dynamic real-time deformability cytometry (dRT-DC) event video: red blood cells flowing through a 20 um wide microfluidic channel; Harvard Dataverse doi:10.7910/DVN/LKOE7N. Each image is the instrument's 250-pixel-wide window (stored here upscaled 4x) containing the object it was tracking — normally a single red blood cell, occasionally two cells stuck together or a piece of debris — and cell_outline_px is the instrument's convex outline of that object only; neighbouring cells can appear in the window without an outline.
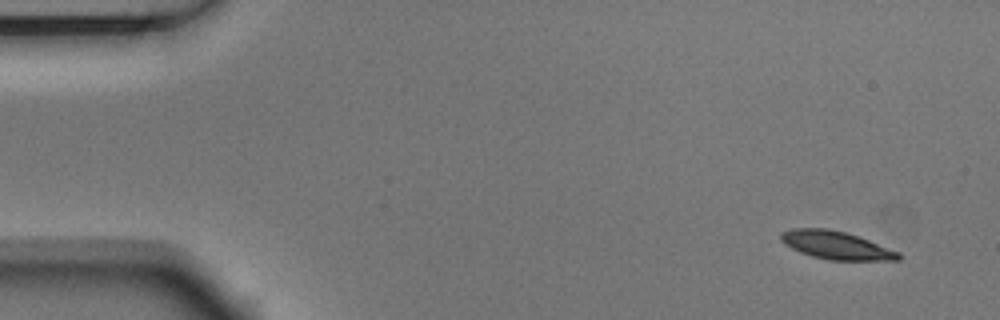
{"species": "Egyptian fruit bat (a non-hibernating species)", "species_latin": "Rousettus aegyptiacus", "temperature_condition": "room temperature", "stored_images_in_passage": 14, "camera_frame_rate_fps": 3000, "um_per_image_px": 0.085, "animal": {"sex": "male"}, "frame": {"image": 1, "passage_image": 1, "time_ms": 0.0, "image_size_px": [1000, 320], "cell_outline_px": [[904, 256], [900, 260], [828, 260], [812, 256], [800, 252], [784, 244], [780, 240], [780, 232], [792, 228], [828, 228], [844, 232], [868, 240], [900, 252]], "centroid_in_image_um": [71.06, 20.85], "position_along_channel_um": 13.9, "area_um2": 19.25}}
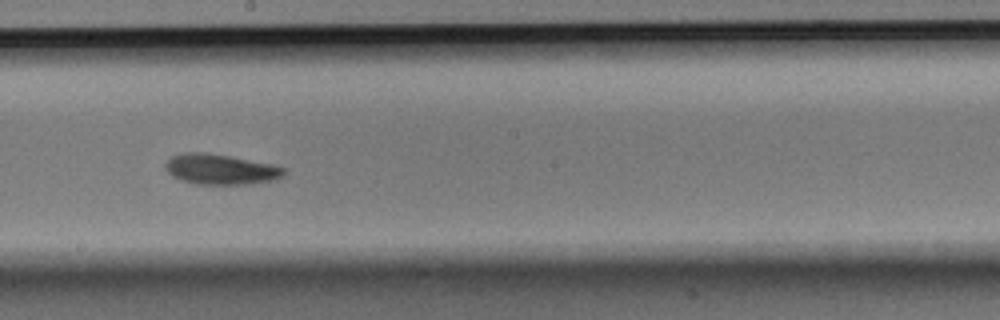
{"frame": {"image": 2, "passage_image": 8, "time_ms": 2.333, "image_size_px": [1000, 320], "cell_outline_px": [[288, 172], [284, 176], [276, 180], [248, 184], [196, 184], [180, 180], [172, 176], [164, 168], [164, 164], [172, 156], [184, 152], [204, 152], [228, 156], [272, 164], [284, 168]], "centroid_in_image_um": [18.76, 14.4], "position_along_channel_um": 229.4, "area_um2": 21.1}}
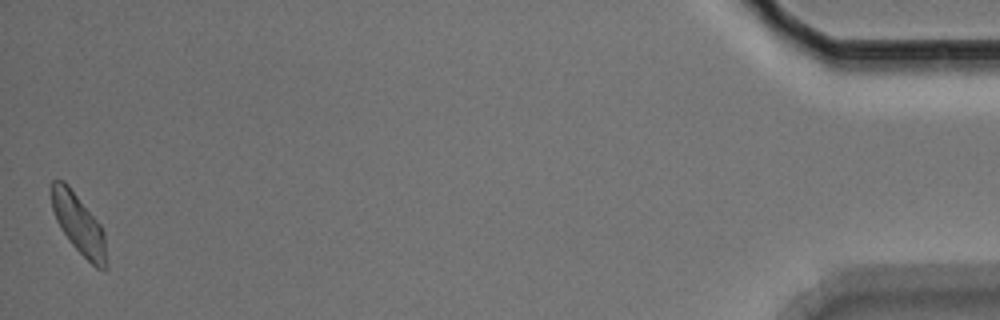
{"frame": {"image": 3, "passage_image": 14, "time_ms": 4.333, "image_size_px": [1000, 320], "cell_outline_px": [[108, 268], [96, 268], [72, 244], [60, 228], [56, 220], [52, 208], [52, 180], [64, 180], [68, 184], [100, 224], [104, 232], [108, 264]], "centroid_in_image_um": [6.71, 19.06], "position_along_channel_um": 428.5, "area_um2": 18.96}}